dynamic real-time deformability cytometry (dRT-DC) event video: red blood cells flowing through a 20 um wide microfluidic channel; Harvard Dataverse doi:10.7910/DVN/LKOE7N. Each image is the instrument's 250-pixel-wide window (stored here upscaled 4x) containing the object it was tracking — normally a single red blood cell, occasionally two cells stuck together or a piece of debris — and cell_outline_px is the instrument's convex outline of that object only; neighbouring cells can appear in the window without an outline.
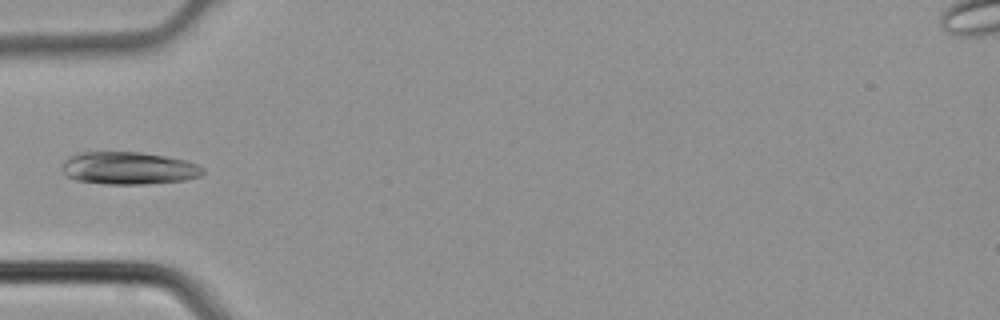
{"species": "common noctule bat (a hibernating species)", "species_latin": "Nyctalus noctula", "temperature_condition": "cold", "stored_images_in_passage": 4, "camera_frame_rate_fps": 3000, "um_per_image_px": 0.085, "animal": {"sex": "male", "body_mass_g": 21.5, "forearm_length_mm": 52.0}, "frame": {"image": 1, "passage_image": 4, "time_ms": 1.0, "image_size_px": [1000, 320], "cell_outline_px": [[204, 172], [200, 176], [184, 180], [148, 184], [104, 184], [76, 180], [68, 176], [64, 172], [64, 160], [68, 156], [76, 152], [140, 152], [164, 156], [184, 160], [196, 164], [204, 168]], "centroid_in_image_um": [10.92, 14.29], "position_along_channel_um": 74.1, "area_um2": 26.65}}